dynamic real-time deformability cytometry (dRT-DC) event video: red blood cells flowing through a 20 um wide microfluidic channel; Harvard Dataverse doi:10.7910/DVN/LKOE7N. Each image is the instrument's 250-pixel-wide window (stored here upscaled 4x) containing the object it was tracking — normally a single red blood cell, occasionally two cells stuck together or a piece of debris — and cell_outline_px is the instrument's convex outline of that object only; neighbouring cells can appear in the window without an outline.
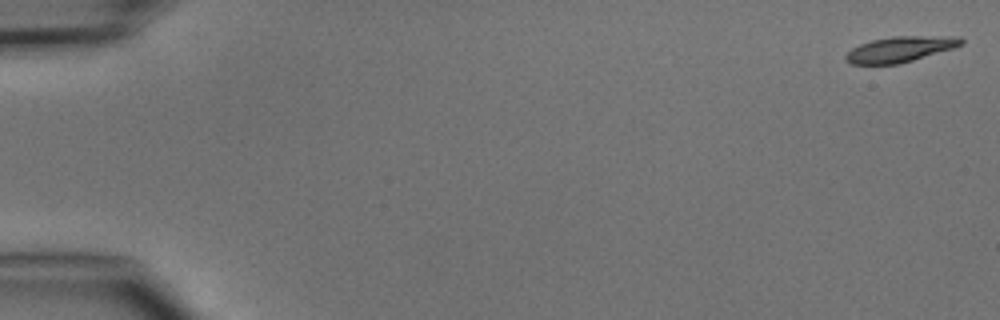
{"species": "common noctule bat (a hibernating species)", "species_latin": "Nyctalus noctula", "temperature_condition": "cold", "stored_images_in_passage": 5, "camera_frame_rate_fps": 3000, "um_per_image_px": 0.085, "animal": {"sex": "male", "body_mass_g": 15.6}, "frame": {"image": 1, "passage_image": 1, "time_ms": 0.0, "image_size_px": [1000, 320], "cell_outline_px": [[964, 44], [952, 48], [912, 60], [896, 64], [852, 64], [844, 60], [844, 56], [852, 48], [860, 44], [872, 40], [892, 36], [960, 36], [964, 40]], "centroid_in_image_um": [76.51, 4.17], "position_along_channel_um": 8.5, "area_um2": 17.11}}